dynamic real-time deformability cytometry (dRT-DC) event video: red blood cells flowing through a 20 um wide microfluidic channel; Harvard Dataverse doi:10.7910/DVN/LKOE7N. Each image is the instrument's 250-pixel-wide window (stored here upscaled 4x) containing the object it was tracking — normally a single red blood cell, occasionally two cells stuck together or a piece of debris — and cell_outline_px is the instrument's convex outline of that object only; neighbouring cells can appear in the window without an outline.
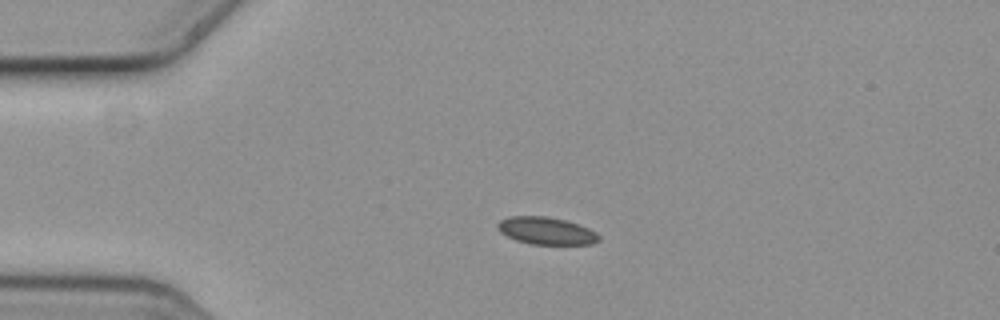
{"species": "common noctule bat (a hibernating species)", "species_latin": "Nyctalus noctula", "temperature_condition": "cold", "stored_images_in_passage": 6, "camera_frame_rate_fps": 3000, "um_per_image_px": 0.085, "animal": {"sex": "female", "body_mass_g": 19.3, "forearm_length_mm": 54.1}, "frame": {"image": 1, "passage_image": 5, "time_ms": 1.333, "image_size_px": [1000, 320], "cell_outline_px": [[600, 240], [592, 244], [532, 244], [516, 240], [500, 232], [496, 228], [496, 224], [500, 220], [508, 216], [548, 216], [568, 220], [588, 228], [596, 232], [600, 236]], "centroid_in_image_um": [46.43, 19.6], "position_along_channel_um": 38.6, "area_um2": 16.3}}